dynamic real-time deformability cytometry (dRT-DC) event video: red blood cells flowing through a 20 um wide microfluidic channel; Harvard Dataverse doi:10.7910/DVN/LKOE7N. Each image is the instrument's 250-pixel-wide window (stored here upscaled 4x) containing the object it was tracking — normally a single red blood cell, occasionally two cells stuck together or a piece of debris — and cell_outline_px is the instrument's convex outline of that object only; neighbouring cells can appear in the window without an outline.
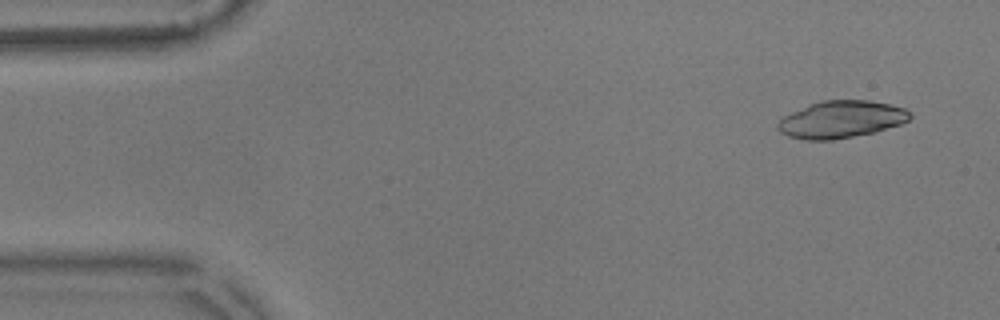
{"species": "common noctule bat (a hibernating species)", "species_latin": "Nyctalus noctula", "temperature_condition": "warm", "stored_images_in_passage": 52, "camera_frame_rate_fps": 3000, "um_per_image_px": 0.085, "animal": {"sex": "male", "body_mass_g": 17.9}, "frame": {"image": 1, "passage_image": 1, "time_ms": 0.0, "image_size_px": [1000, 320], "cell_outline_px": [[912, 116], [908, 120], [900, 124], [876, 132], [832, 140], [804, 140], [788, 136], [780, 132], [776, 128], [776, 124], [784, 116], [808, 104], [820, 100], [868, 100], [888, 104], [904, 108], [912, 112]], "centroid_in_image_um": [71.48, 10.15], "position_along_channel_um": 13.5, "area_um2": 28.78}}